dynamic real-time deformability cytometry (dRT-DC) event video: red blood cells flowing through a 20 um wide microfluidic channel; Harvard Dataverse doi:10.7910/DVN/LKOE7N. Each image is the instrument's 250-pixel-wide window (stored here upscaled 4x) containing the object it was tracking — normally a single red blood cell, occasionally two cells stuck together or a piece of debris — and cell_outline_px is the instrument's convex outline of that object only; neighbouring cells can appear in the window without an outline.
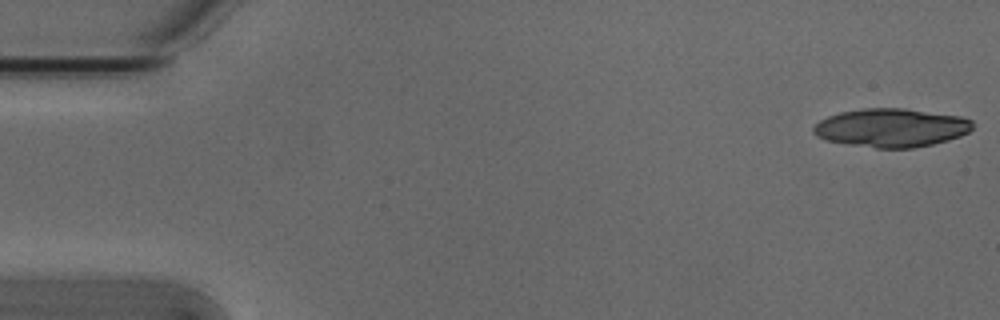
{"species": "Egyptian fruit bat (a non-hibernating species)", "species_latin": "Rousettus aegyptiacus", "temperature_condition": "cold", "stored_images_in_passage": 2, "camera_frame_rate_fps": 3000, "um_per_image_px": 0.085, "animal": {"sex": "male"}, "frame": {"image": 1, "passage_image": 1, "time_ms": 0.0, "image_size_px": [1000, 320], "cell_outline_px": [[972, 128], [968, 132], [960, 136], [948, 140], [932, 144], [912, 148], [876, 148], [828, 140], [816, 136], [812, 132], [812, 128], [820, 120], [828, 116], [840, 112], [864, 108], [904, 108], [960, 116], [972, 120]], "centroid_in_image_um": [75.76, 10.85], "position_along_channel_um": 9.2, "area_um2": 35.55}}